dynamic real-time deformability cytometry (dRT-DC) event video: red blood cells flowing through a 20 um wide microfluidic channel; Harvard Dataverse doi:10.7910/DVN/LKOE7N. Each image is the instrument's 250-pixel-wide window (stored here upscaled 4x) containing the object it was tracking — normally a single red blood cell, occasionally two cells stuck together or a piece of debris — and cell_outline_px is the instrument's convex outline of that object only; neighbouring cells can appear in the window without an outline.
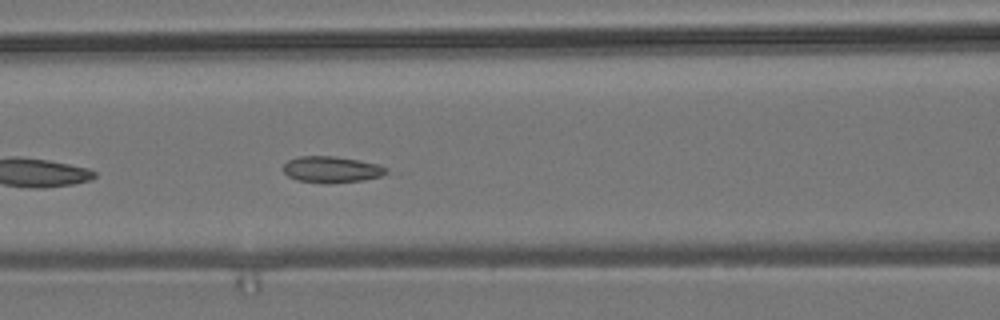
{"species": "common noctule bat (a hibernating species)", "species_latin": "Nyctalus noctula", "temperature_condition": "room temperature", "stored_images_in_passage": 14, "camera_frame_rate_fps": 3000, "um_per_image_px": 0.085, "animal": {"sex": "male", "body_mass_g": 19.2, "forearm_length_mm": 51.8}, "frame": {"image": 1, "passage_image": 8, "time_ms": 2.333, "image_size_px": [1000, 320], "cell_outline_px": [[388, 172], [380, 176], [364, 180], [328, 184], [324, 184], [296, 180], [288, 176], [284, 172], [284, 164], [288, 160], [300, 156], [332, 156], [360, 160], [380, 164], [388, 168]], "centroid_in_image_um": [28.2, 14.41], "position_along_channel_um": 138.4, "area_um2": 16.01}}
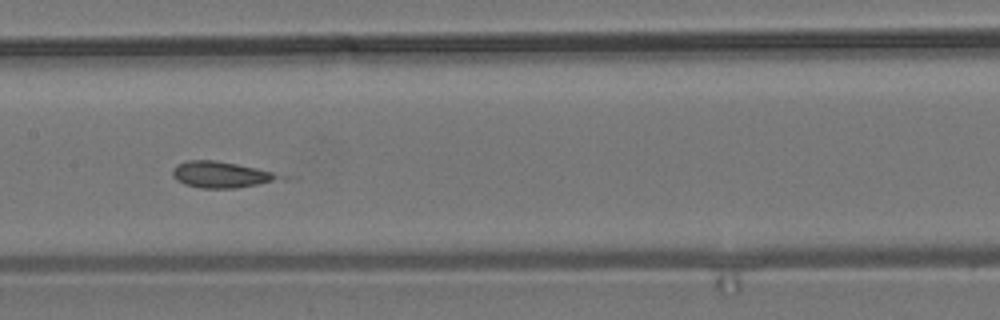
{"frame": {"image": 2, "passage_image": 12, "time_ms": 3.667, "image_size_px": [1000, 320], "cell_outline_px": [[300, 180], [236, 188], [200, 188], [184, 184], [176, 180], [172, 176], [172, 168], [176, 164], [188, 160], [216, 160], [300, 176]], "centroid_in_image_um": [19.19, 14.87], "position_along_channel_um": 188.2, "area_um2": 17.98}}